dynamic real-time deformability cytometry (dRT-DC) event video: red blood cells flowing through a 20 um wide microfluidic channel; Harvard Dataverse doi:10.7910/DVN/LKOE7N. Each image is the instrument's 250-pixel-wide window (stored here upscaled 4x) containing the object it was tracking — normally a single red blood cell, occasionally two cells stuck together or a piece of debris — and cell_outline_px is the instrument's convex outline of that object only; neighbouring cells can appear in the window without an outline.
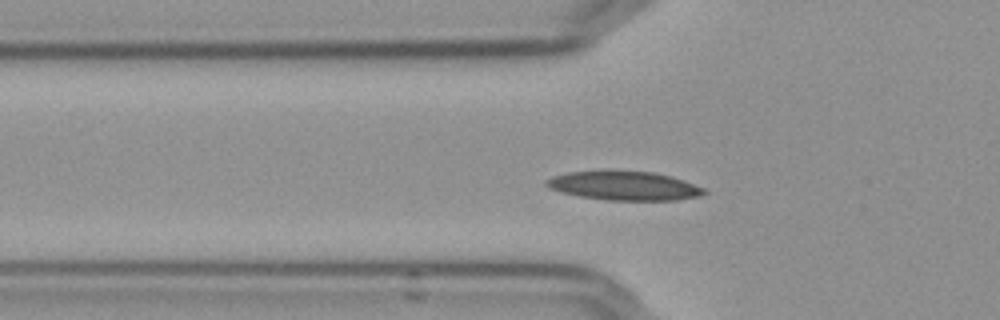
{"species": "Egyptian fruit bat (a non-hibernating species)", "species_latin": "Rousettus aegyptiacus", "temperature_condition": "cold", "stored_images_in_passage": 40, "camera_frame_rate_fps": 3000, "um_per_image_px": 0.085, "frame": {"image": 1, "passage_image": 2, "time_ms": 0.333, "image_size_px": [1000, 320], "cell_outline_px": [[708, 192], [700, 196], [676, 200], [608, 200], [580, 196], [560, 192], [548, 188], [544, 184], [544, 180], [552, 176], [568, 172], [652, 172], [672, 176], [684, 180], [704, 188]], "centroid_in_image_um": [53.06, 15.81], "position_along_channel_um": 72.7, "area_um2": 26.3}}
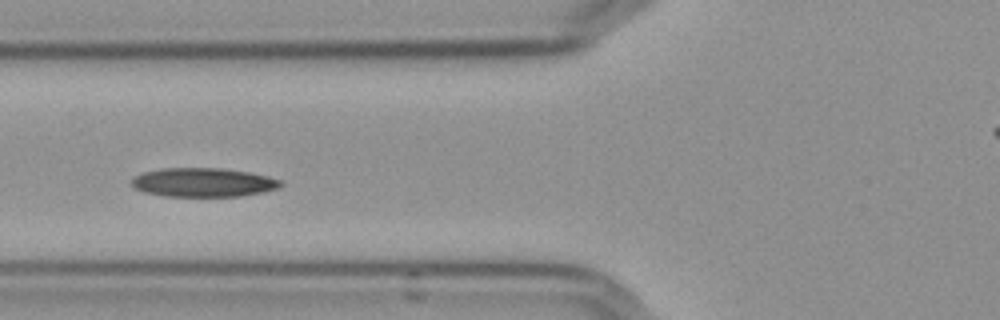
{"frame": {"image": 2, "passage_image": 5, "time_ms": 1.333, "image_size_px": [1000, 320], "cell_outline_px": [[284, 184], [276, 188], [264, 192], [240, 196], [164, 196], [144, 192], [136, 188], [132, 184], [132, 180], [136, 176], [144, 172], [160, 168], [224, 168], [248, 172], [268, 176], [280, 180]], "centroid_in_image_um": [17.29, 15.5], "position_along_channel_um": 108.5, "area_um2": 25.03}}
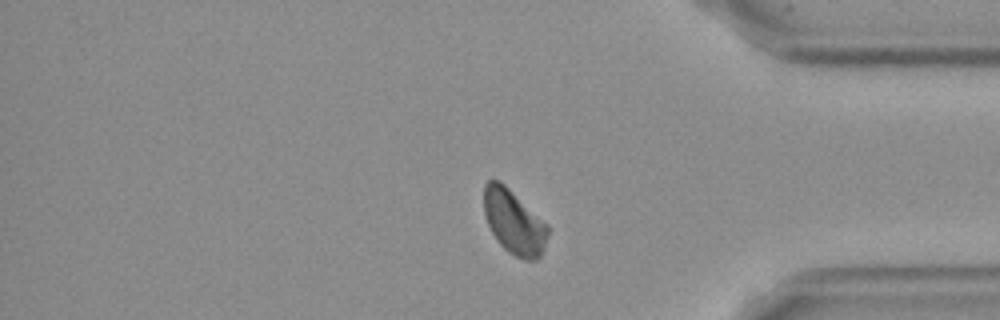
{"frame": {"image": 3, "passage_image": 30, "time_ms": 9.667, "image_size_px": [1000, 320], "cell_outline_px": [[548, 232], [544, 248], [540, 256], [536, 260], [524, 260], [508, 252], [496, 240], [488, 224], [484, 212], [484, 184], [488, 180], [496, 180], [504, 184], [548, 224]], "centroid_in_image_um": [43.68, 18.88], "position_along_channel_um": 391.5, "area_um2": 23.81}, "authors_computed_cell_mechanics": {"area_um2": 24.3049, "velocity_mm_per_s": 3.5874, "shape_relaxation_time_tau1_ms": 6.3066, "shape_relaxation_time_tau2_ms": 11.2045, "deformation_change_tau1": 0.1295, "deformation_change_tau2": 0.1484}}